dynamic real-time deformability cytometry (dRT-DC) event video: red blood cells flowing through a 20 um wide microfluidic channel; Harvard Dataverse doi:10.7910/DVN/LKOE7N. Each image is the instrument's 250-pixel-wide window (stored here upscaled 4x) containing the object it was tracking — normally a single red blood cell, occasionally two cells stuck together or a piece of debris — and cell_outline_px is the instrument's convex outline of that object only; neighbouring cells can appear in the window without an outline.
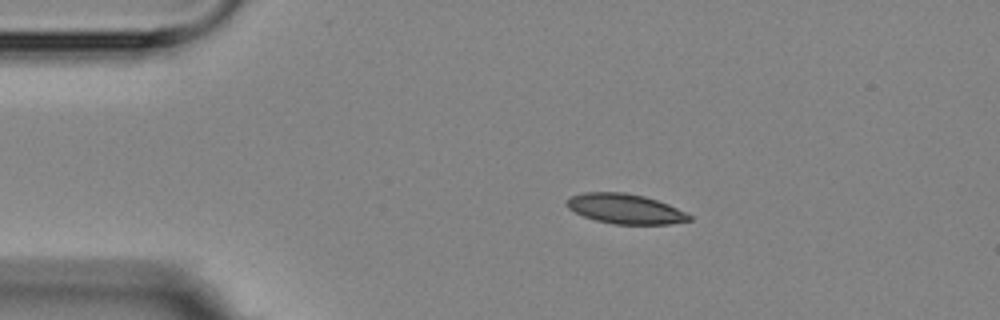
{"species": "Egyptian fruit bat (a non-hibernating species)", "species_latin": "Rousettus aegyptiacus", "temperature_condition": "room temperature", "stored_images_in_passage": 7, "camera_frame_rate_fps": 3000, "um_per_image_px": 0.085, "animal": {"sex": "female"}, "frame": {"image": 1, "passage_image": 2, "time_ms": 1.333, "image_size_px": [1000, 320], "cell_outline_px": [[692, 220], [668, 224], [612, 224], [596, 220], [584, 216], [568, 208], [564, 204], [564, 200], [572, 196], [584, 192], [624, 192], [644, 196], [668, 204], [692, 216]], "centroid_in_image_um": [53.11, 17.74], "position_along_channel_um": 31.9, "area_um2": 21.27}}
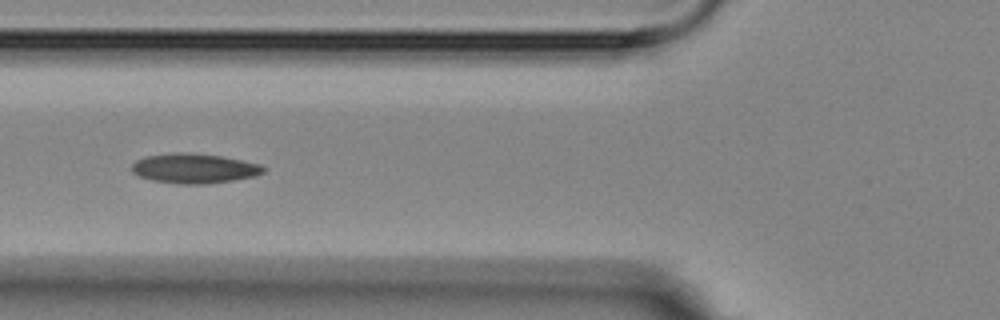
{"frame": {"image": 2, "passage_image": 5, "time_ms": 4.667, "image_size_px": [1000, 320], "cell_outline_px": [[264, 172], [256, 176], [232, 180], [204, 184], [180, 184], [152, 180], [140, 176], [132, 172], [132, 164], [136, 160], [148, 156], [220, 156], [260, 164], [264, 168]], "centroid_in_image_um": [16.55, 14.38], "position_along_channel_um": 109.3, "area_um2": 21.39}}
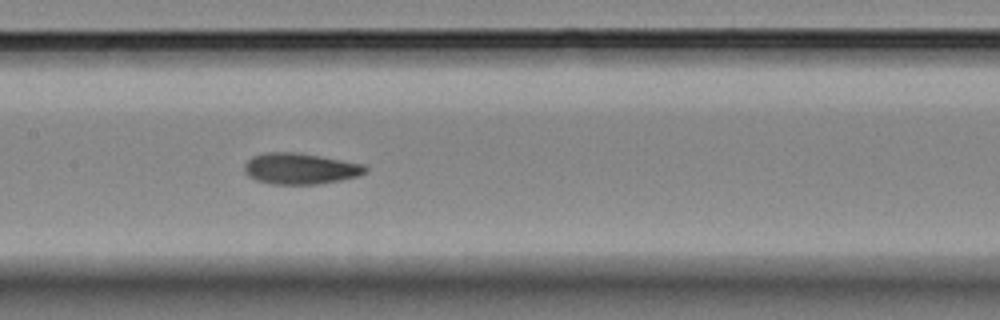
{"frame": {"image": 3, "passage_image": 7, "time_ms": 6.667, "image_size_px": [1000, 320], "cell_outline_px": [[368, 172], [360, 176], [340, 180], [316, 184], [272, 184], [256, 180], [248, 176], [244, 172], [244, 164], [252, 156], [268, 152], [296, 152], [320, 156], [364, 164], [368, 168]], "centroid_in_image_um": [25.53, 14.33], "position_along_channel_um": 181.9, "area_um2": 22.02}}